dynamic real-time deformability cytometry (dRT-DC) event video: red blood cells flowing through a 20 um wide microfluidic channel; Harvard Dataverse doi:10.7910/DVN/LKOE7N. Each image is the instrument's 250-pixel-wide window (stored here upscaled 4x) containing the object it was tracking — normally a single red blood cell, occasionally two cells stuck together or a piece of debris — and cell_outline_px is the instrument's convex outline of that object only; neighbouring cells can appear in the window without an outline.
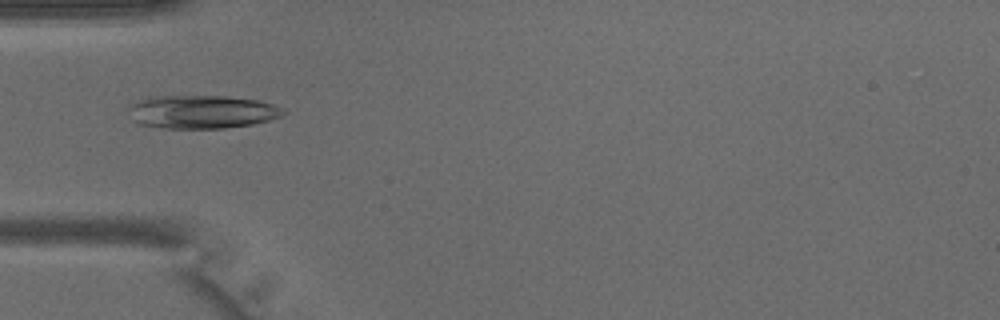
{"species": "common noctule bat (a hibernating species)", "species_latin": "Nyctalus noctula", "temperature_condition": "warm", "stored_images_in_passage": 42, "camera_frame_rate_fps": 3000, "um_per_image_px": 0.085, "animal": {"sex": "male", "body_mass_g": 15.6}, "frame": {"image": 1, "passage_image": 13, "time_ms": 4.0, "image_size_px": [1000, 320], "cell_outline_px": [[288, 112], [284, 116], [252, 124], [224, 128], [160, 128], [136, 124], [128, 120], [128, 104], [136, 100], [148, 96], [224, 96], [260, 100], [284, 108]], "centroid_in_image_um": [17.08, 9.5], "position_along_channel_um": 67.9, "area_um2": 30.81}}
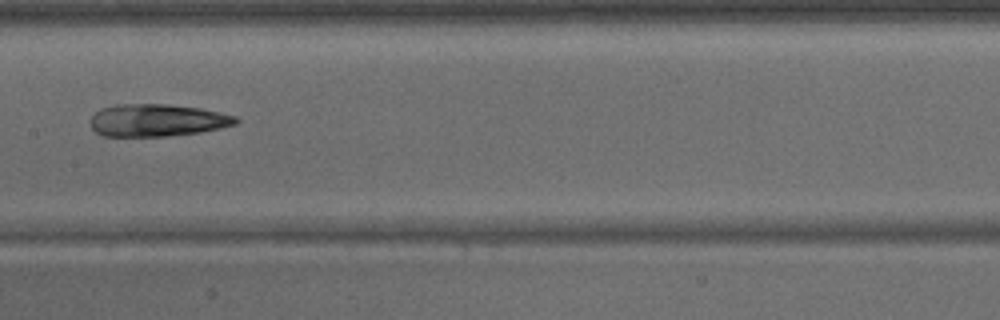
{"frame": {"image": 2, "passage_image": 21, "time_ms": 6.667, "image_size_px": [1000, 320], "cell_outline_px": [[240, 120], [236, 124], [220, 128], [200, 132], [164, 136], [104, 136], [96, 132], [92, 128], [88, 120], [100, 108], [116, 104], [168, 104], [200, 108], [220, 112], [236, 116]], "centroid_in_image_um": [13.34, 10.21], "position_along_channel_um": 194.1, "area_um2": 27.57}}
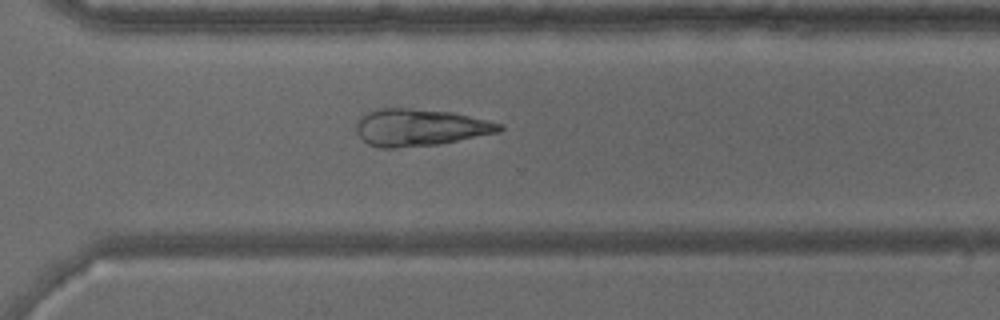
{"frame": {"image": 3, "passage_image": 30, "time_ms": 9.667, "image_size_px": [1000, 320], "cell_outline_px": [[504, 128], [500, 132], [440, 144], [392, 148], [380, 148], [368, 144], [356, 132], [356, 120], [360, 116], [376, 108], [408, 108], [452, 112], [504, 124]], "centroid_in_image_um": [35.68, 10.83], "position_along_channel_um": 334.9, "area_um2": 31.04}}